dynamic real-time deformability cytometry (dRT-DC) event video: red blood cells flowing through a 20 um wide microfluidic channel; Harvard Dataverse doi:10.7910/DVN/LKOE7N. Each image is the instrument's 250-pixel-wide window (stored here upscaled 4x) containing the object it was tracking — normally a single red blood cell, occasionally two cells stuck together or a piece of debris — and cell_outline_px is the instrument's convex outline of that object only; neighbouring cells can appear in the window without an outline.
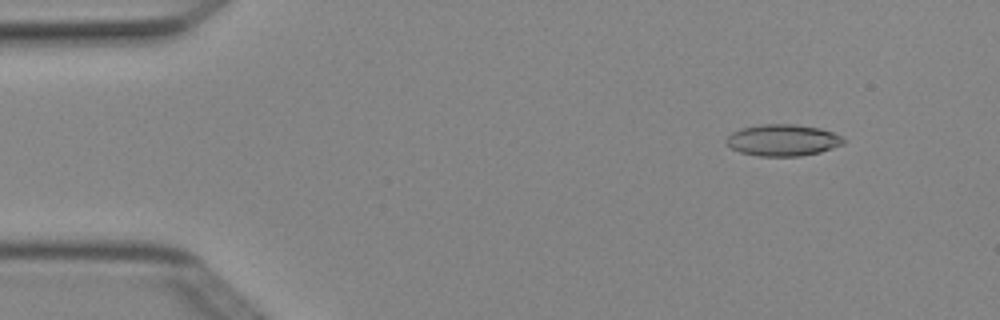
{"species": "Egyptian fruit bat (a non-hibernating species)", "species_latin": "Rousettus aegyptiacus", "temperature_condition": "cold", "stored_images_in_passage": 7, "camera_frame_rate_fps": 3000, "um_per_image_px": 0.085, "animal": {"sex": "female"}, "frame": {"image": 1, "passage_image": 2, "time_ms": 0.333, "image_size_px": [1000, 320], "cell_outline_px": [[844, 144], [820, 152], [800, 156], [756, 156], [740, 152], [732, 148], [724, 140], [732, 132], [740, 128], [764, 124], [796, 124], [820, 128], [832, 132], [840, 136], [844, 140]], "centroid_in_image_um": [66.52, 11.91], "position_along_channel_um": 18.5, "area_um2": 21.56}}
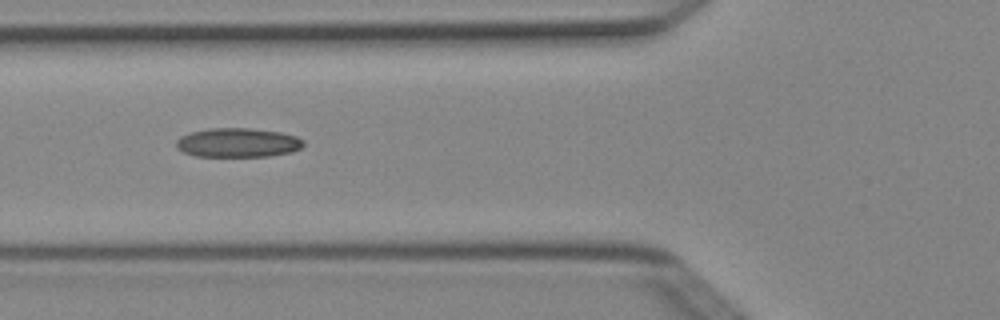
{"frame": {"image": 2, "passage_image": 6, "time_ms": 1.667, "image_size_px": [1000, 320], "cell_outline_px": [[304, 144], [300, 148], [292, 152], [268, 156], [196, 156], [184, 152], [176, 148], [176, 140], [180, 136], [192, 132], [208, 128], [248, 128], [280, 132], [296, 136], [304, 140]], "centroid_in_image_um": [20.21, 12.12], "position_along_channel_um": 105.6, "area_um2": 21.62}}
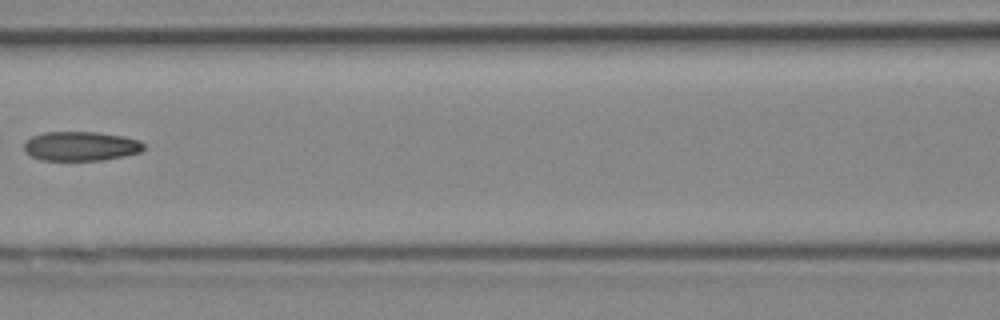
{"frame": {"image": 3, "passage_image": 7, "time_ms": 2.0, "image_size_px": [1000, 320], "cell_outline_px": [[144, 148], [140, 152], [124, 156], [104, 160], [40, 160], [24, 152], [24, 140], [32, 136], [44, 132], [96, 132], [124, 136], [140, 140], [144, 144]], "centroid_in_image_um": [6.85, 12.42], "position_along_channel_um": 159.7, "area_um2": 20.63}}